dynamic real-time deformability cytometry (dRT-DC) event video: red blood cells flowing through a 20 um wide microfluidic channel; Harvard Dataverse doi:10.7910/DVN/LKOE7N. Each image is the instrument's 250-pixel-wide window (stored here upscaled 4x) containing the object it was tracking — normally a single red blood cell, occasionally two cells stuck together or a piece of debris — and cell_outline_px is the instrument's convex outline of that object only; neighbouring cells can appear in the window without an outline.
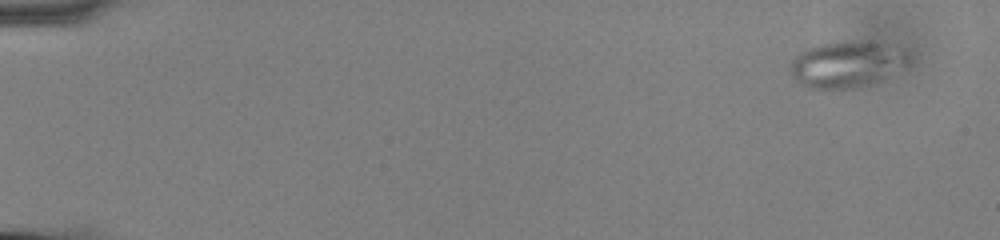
{"species": "common noctule bat (a hibernating species)", "species_latin": "Nyctalus noctula", "temperature_condition": "cold", "stored_images_in_passage": 56, "camera_frame_rate_fps": 3000, "um_per_image_px": 0.085, "animal": {"sex": "male", "body_mass_g": 13.0, "forearm_length_mm": 53.1}, "frame": {"image": 1, "passage_image": 2, "time_ms": 0.333, "image_size_px": [1000, 240], "cell_outline_px": [[912, 60], [908, 64], [852, 88], [808, 88], [800, 84], [788, 72], [788, 68], [792, 60], [804, 48], [820, 44], [896, 44], [904, 48], [912, 56]], "centroid_in_image_um": [71.91, 5.46], "position_along_channel_um": 13.1, "area_um2": 30.58}}
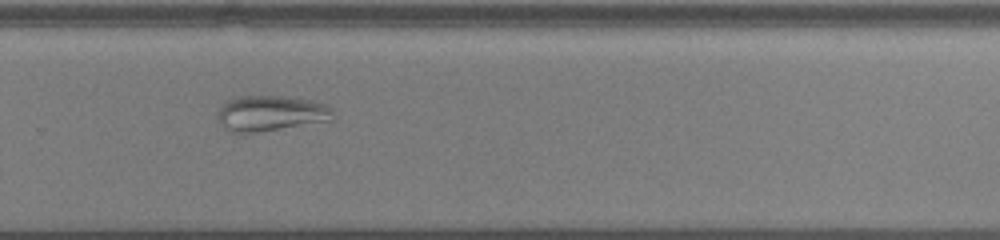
{"frame": {"image": 2, "passage_image": 39, "time_ms": 12.667, "image_size_px": [1000, 240], "cell_outline_px": [[336, 116], [332, 120], [256, 132], [228, 132], [220, 124], [216, 116], [220, 108], [228, 100], [240, 96], [280, 96], [308, 100], [324, 104], [332, 108]], "centroid_in_image_um": [23.0, 9.63], "position_along_channel_um": 306.8, "area_um2": 23.7}}
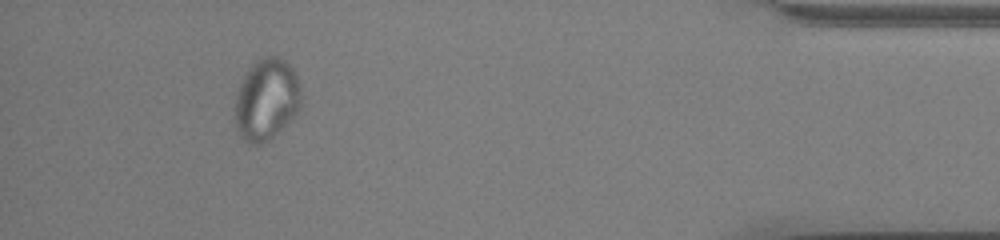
{"frame": {"image": 3, "passage_image": 52, "time_ms": 17.0, "image_size_px": [1000, 240], "cell_outline_px": [[300, 108], [296, 116], [268, 140], [260, 144], [248, 144], [240, 136], [236, 128], [232, 108], [236, 88], [252, 64], [268, 56], [276, 56], [284, 60], [292, 68], [296, 76], [300, 88]], "centroid_in_image_um": [22.6, 8.49], "position_along_channel_um": 412.6, "area_um2": 31.85}}